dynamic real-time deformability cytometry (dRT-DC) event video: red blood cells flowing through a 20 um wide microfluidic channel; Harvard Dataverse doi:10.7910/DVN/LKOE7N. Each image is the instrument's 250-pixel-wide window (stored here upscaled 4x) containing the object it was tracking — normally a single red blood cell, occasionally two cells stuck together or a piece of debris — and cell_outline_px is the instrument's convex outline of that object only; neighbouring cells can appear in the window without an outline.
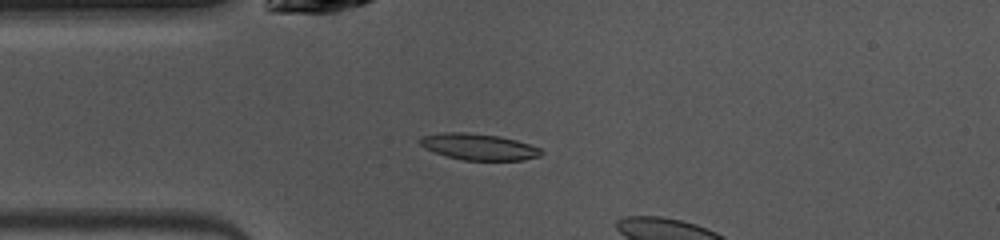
{"species": "common noctule bat (a hibernating species)", "species_latin": "Nyctalus noctula", "temperature_condition": "warm", "stored_images_in_passage": 15, "camera_frame_rate_fps": 3000, "um_per_image_px": 0.085, "animal": {"sex": "female", "body_mass_g": 10.0, "forearm_length_mm": 53.1}, "frame": {"image": 1, "passage_image": 11, "time_ms": 3.333, "image_size_px": [1000, 240], "cell_outline_px": [[544, 152], [540, 156], [524, 160], [464, 160], [448, 156], [436, 152], [420, 144], [416, 140], [420, 136], [444, 132], [468, 132], [500, 136], [516, 140], [540, 148]], "centroid_in_image_um": [40.7, 12.46], "position_along_channel_um": 44.3, "area_um2": 18.55}}